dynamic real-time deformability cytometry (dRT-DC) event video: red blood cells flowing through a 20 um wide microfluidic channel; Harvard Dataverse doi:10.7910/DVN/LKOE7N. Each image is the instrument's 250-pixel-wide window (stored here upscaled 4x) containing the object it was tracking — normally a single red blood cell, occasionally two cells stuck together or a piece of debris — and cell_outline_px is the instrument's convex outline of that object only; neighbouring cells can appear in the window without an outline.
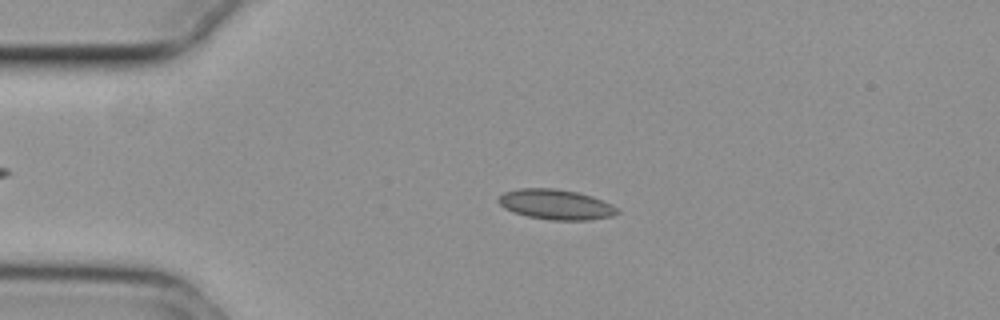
{"species": "common noctule bat (a hibernating species)", "species_latin": "Nyctalus noctula", "temperature_condition": "cold", "stored_images_in_passage": 55, "camera_frame_rate_fps": 3000, "um_per_image_px": 0.085, "animal": {"sex": "female", "body_mass_g": 29.2, "forearm_length_mm": 56.3}, "frame": {"image": 1, "passage_image": 12, "time_ms": 3.667, "image_size_px": [1000, 320], "cell_outline_px": [[620, 212], [612, 216], [588, 220], [552, 220], [528, 216], [512, 212], [504, 208], [496, 200], [504, 192], [520, 188], [552, 188], [576, 192], [592, 196], [612, 204]], "centroid_in_image_um": [47.23, 17.38], "position_along_channel_um": 37.8, "area_um2": 20.81}}
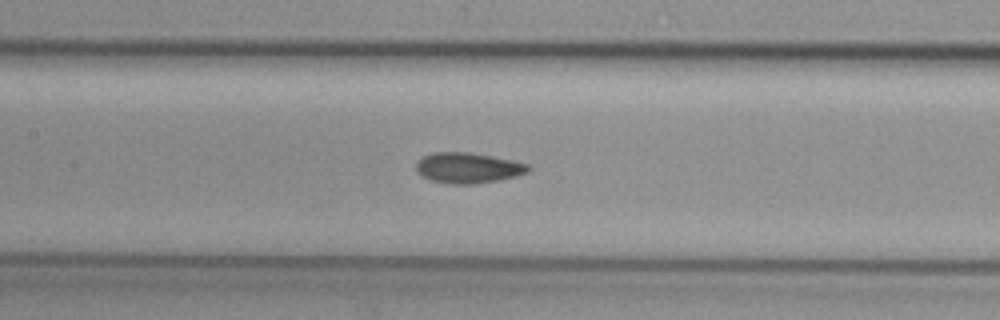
{"frame": {"image": 2, "passage_image": 25, "time_ms": 8.0, "image_size_px": [1000, 320], "cell_outline_px": [[532, 168], [528, 172], [516, 176], [500, 180], [472, 184], [452, 184], [432, 180], [420, 176], [416, 172], [416, 164], [424, 156], [432, 152], [468, 152], [492, 156], [512, 160], [528, 164]], "centroid_in_image_um": [39.79, 14.27], "position_along_channel_um": 167.6, "area_um2": 20.0}}
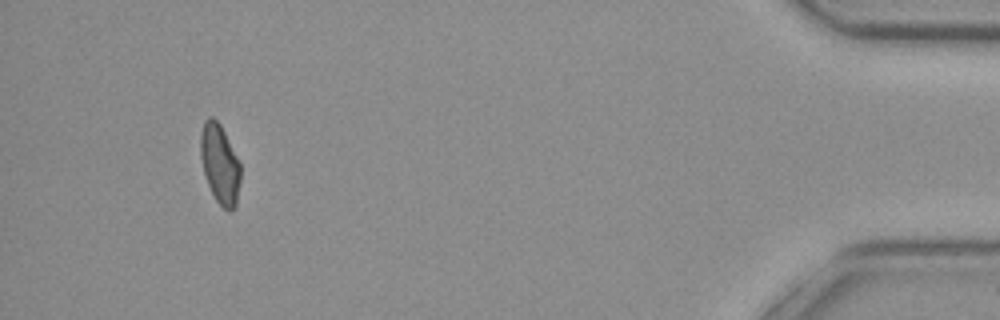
{"frame": {"image": 3, "passage_image": 51, "time_ms": 16.667, "image_size_px": [1000, 320], "cell_outline_px": [[240, 180], [236, 204], [228, 212], [216, 200], [204, 176], [200, 156], [200, 132], [204, 120], [208, 116], [212, 116], [220, 124], [240, 164]], "centroid_in_image_um": [18.65, 13.91], "position_along_channel_um": 416.5, "area_um2": 18.38}}